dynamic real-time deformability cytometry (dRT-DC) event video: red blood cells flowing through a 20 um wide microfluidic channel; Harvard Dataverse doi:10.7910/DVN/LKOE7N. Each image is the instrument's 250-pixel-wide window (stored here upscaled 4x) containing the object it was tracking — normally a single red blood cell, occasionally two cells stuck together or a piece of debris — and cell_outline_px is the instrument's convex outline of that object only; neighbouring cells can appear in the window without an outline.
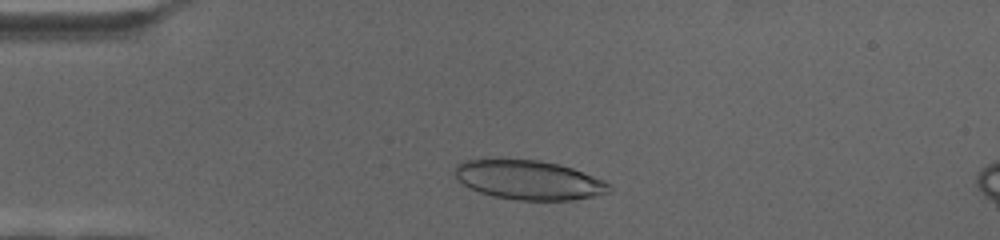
{"species": "human", "species_latin": "Homo sapiens", "temperature_condition": "cold", "stored_images_in_passage": 50, "camera_frame_rate_fps": 3000, "um_per_image_px": 0.085, "donor": {"sex": "female"}, "frame": {"image": 1, "passage_image": 9, "time_ms": 2.667, "image_size_px": [1000, 240], "cell_outline_px": [[612, 192], [572, 200], [516, 200], [492, 196], [468, 188], [456, 180], [456, 164], [468, 160], [540, 160], [560, 164], [572, 168], [604, 180], [612, 184]], "centroid_in_image_um": [44.98, 15.31], "position_along_channel_um": 40.0, "area_um2": 35.32}}
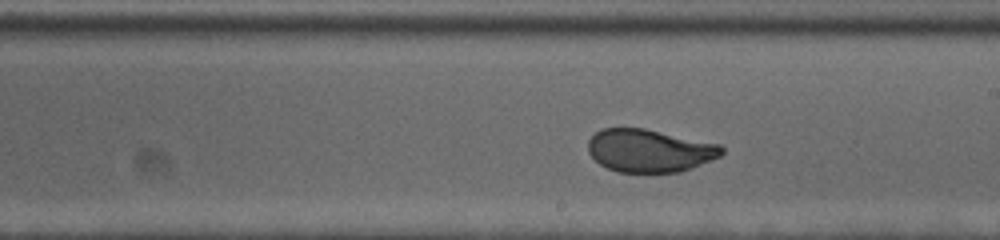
{"frame": {"image": 2, "passage_image": 32, "time_ms": 10.333, "image_size_px": [1000, 240], "cell_outline_px": [[724, 152], [720, 156], [712, 160], [692, 168], [680, 172], [616, 172], [600, 164], [588, 152], [588, 140], [600, 128], [644, 128], [720, 144], [724, 148]], "centroid_in_image_um": [55.21, 12.8], "position_along_channel_um": 233.8, "area_um2": 33.47}}
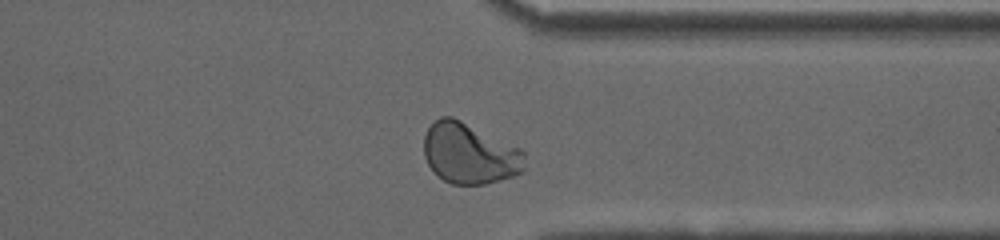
{"frame": {"image": 3, "passage_image": 46, "time_ms": 15.0, "image_size_px": [1000, 240], "cell_outline_px": [[524, 172], [500, 180], [484, 184], [452, 184], [436, 176], [428, 164], [424, 156], [424, 136], [428, 128], [440, 116], [452, 116], [520, 148], [524, 152]], "centroid_in_image_um": [39.9, 13.05], "position_along_channel_um": 371.5, "area_um2": 35.72}}